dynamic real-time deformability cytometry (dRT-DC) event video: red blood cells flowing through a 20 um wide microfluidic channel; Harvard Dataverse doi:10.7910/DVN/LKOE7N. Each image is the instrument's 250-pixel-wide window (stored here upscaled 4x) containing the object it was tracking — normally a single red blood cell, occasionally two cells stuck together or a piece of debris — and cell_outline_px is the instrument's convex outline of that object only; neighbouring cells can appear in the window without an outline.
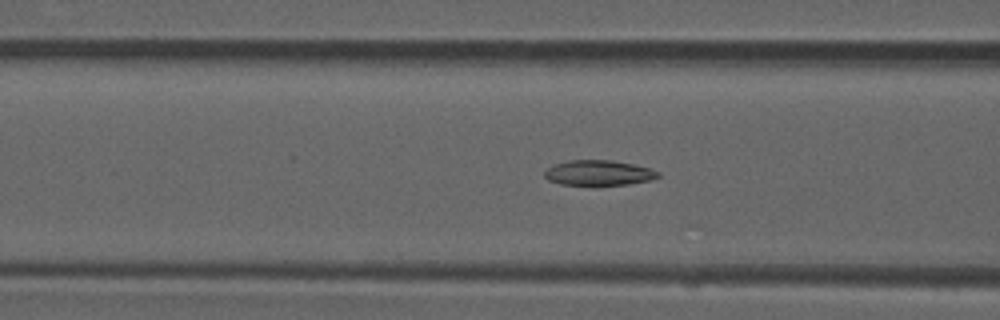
{"species": "common noctule bat (a hibernating species)", "species_latin": "Nyctalus noctula", "temperature_condition": "room temperature", "stored_images_in_passage": 38, "camera_frame_rate_fps": 3000, "um_per_image_px": 0.085, "animal": {"sex": "male", "forearm_length_mm": 52.5}, "frame": {"image": 1, "passage_image": 6, "time_ms": 1.667, "image_size_px": [1000, 320], "cell_outline_px": [[660, 176], [652, 180], [628, 184], [560, 184], [548, 180], [544, 176], [544, 172], [548, 168], [556, 164], [568, 160], [612, 160], [632, 164], [648, 168], [660, 172]], "centroid_in_image_um": [50.89, 14.68], "position_along_channel_um": 115.7, "area_um2": 16.42}}
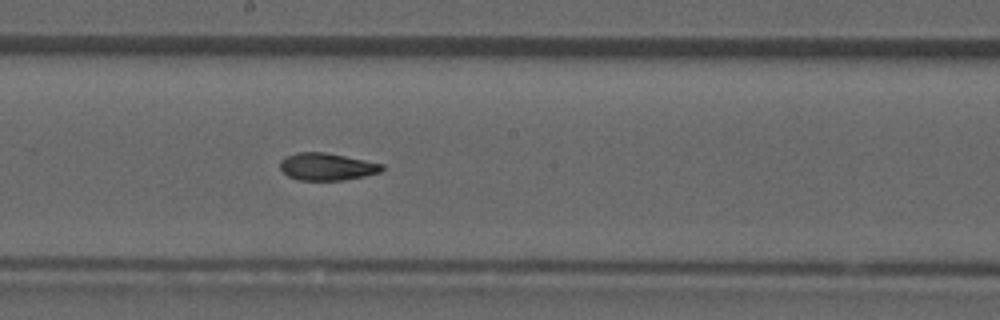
{"frame": {"image": 2, "passage_image": 14, "time_ms": 4.333, "image_size_px": [1000, 320], "cell_outline_px": [[384, 168], [380, 172], [364, 176], [344, 180], [296, 180], [288, 176], [280, 168], [280, 160], [284, 156], [296, 152], [324, 152], [384, 164]], "centroid_in_image_um": [27.75, 14.16], "position_along_channel_um": 220.4, "area_um2": 16.24}}
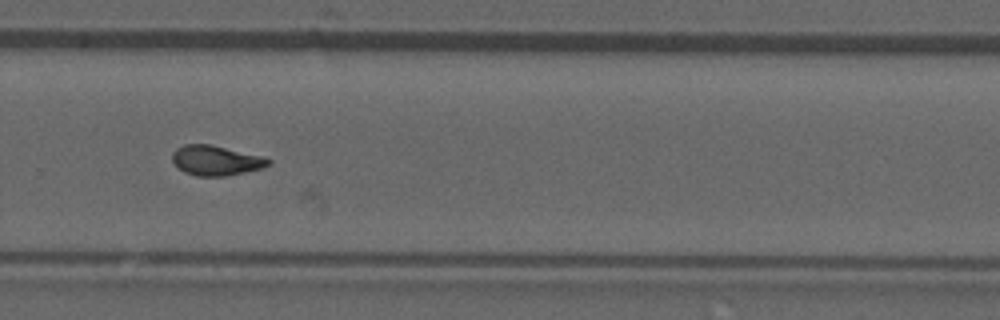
{"frame": {"image": 3, "passage_image": 21, "time_ms": 6.667, "image_size_px": [1000, 320], "cell_outline_px": [[272, 160], [264, 168], [224, 176], [196, 176], [184, 172], [172, 160], [172, 152], [176, 148], [184, 144], [212, 144], [260, 156]], "centroid_in_image_um": [18.33, 13.63], "position_along_channel_um": 311.5, "area_um2": 16.65}, "authors_computed_cell_mechanics": {"area_um2": 16.5308, "velocity_mm_per_s": 3.9199, "shape_relaxation_time_tau1_ms": null, "shape_relaxation_time_tau2_ms": 1.995, "deformation_change_tau1": null, "deformation_change_tau2": 0.0865}}